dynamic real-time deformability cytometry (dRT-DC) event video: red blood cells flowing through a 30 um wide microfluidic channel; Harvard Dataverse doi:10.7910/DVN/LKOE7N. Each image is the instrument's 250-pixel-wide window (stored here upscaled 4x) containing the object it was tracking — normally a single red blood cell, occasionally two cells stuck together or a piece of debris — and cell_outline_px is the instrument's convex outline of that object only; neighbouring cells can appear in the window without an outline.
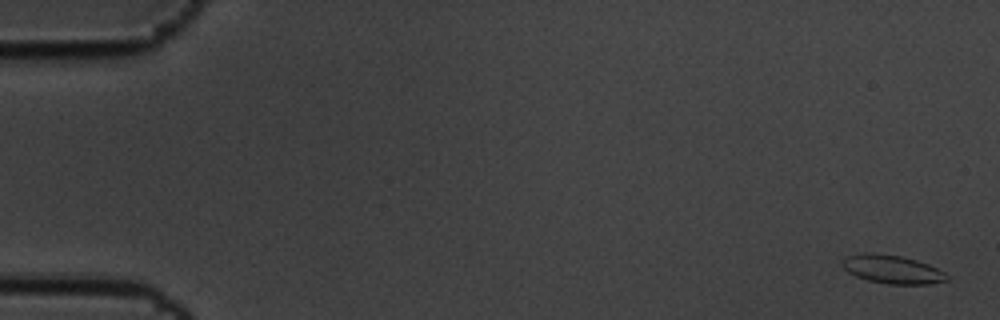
{"species": "common noctule bat (a hibernating species)", "species_latin": "Nyctalus noctula", "temperature_condition": "cold", "stored_images_in_passage": 6, "camera_frame_rate_fps": 3000, "um_per_image_px": 0.085, "animal": {"sex": "male", "body_mass_g": 19.5, "forearm_length_mm": 54.6}, "frame": {"image": 1, "passage_image": 1, "time_ms": 0.0, "image_size_px": [1000, 320], "cell_outline_px": [[948, 280], [928, 284], [888, 284], [868, 280], [856, 276], [848, 272], [840, 264], [840, 260], [848, 256], [864, 252], [868, 252], [900, 256], [916, 260], [928, 264], [944, 272], [948, 276]], "centroid_in_image_um": [75.8, 22.89], "position_along_channel_um": 9.2, "area_um2": 17.28}}